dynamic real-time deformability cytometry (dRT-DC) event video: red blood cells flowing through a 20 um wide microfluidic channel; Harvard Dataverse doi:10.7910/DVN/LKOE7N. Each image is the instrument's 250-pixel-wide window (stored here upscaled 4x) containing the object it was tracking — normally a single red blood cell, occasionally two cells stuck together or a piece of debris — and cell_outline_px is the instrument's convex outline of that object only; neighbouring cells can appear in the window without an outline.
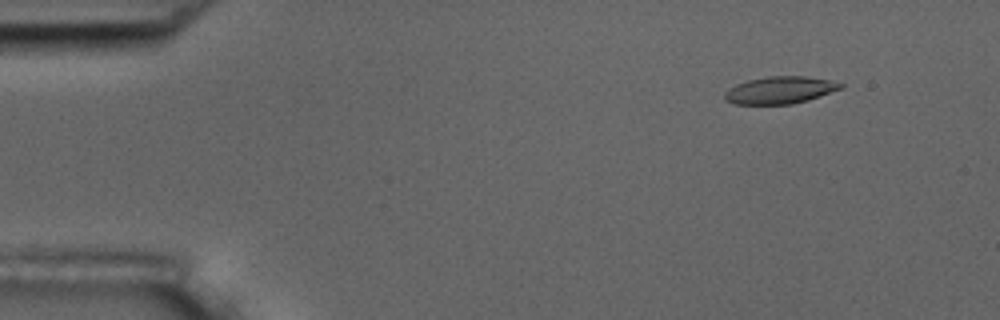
{"species": "common noctule bat (a hibernating species)", "species_latin": "Nyctalus noctula", "temperature_condition": "room temperature", "stored_images_in_passage": 53, "camera_frame_rate_fps": 3000, "um_per_image_px": 0.085, "animal": {"sex": "male", "body_mass_g": 17.5, "forearm_length_mm": 52.3}, "frame": {"image": 1, "passage_image": 3, "time_ms": 0.667, "image_size_px": [1000, 320], "cell_outline_px": [[844, 88], [808, 100], [792, 104], [736, 104], [724, 100], [724, 92], [728, 88], [736, 84], [748, 80], [768, 76], [808, 76], [828, 80], [844, 84]], "centroid_in_image_um": [66.29, 7.66], "position_along_channel_um": 18.7, "area_um2": 18.5}}
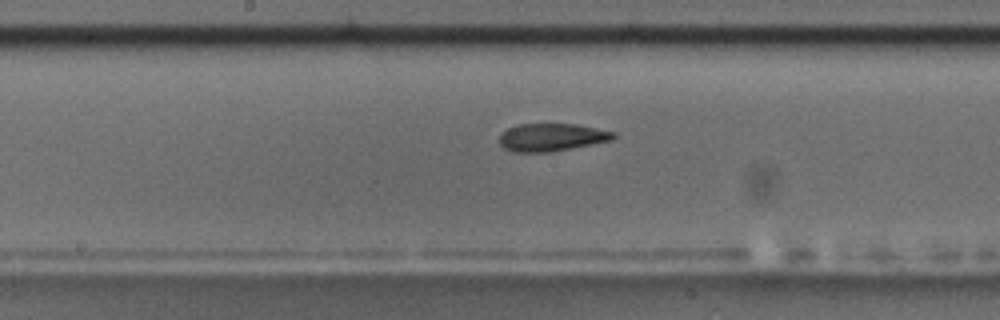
{"frame": {"image": 2, "passage_image": 26, "time_ms": 8.333, "image_size_px": [1000, 320], "cell_outline_px": [[616, 136], [612, 140], [552, 152], [512, 152], [504, 148], [500, 144], [500, 132], [516, 124], [576, 124], [616, 132]], "centroid_in_image_um": [46.87, 11.67], "position_along_channel_um": 201.3, "area_um2": 18.55}}
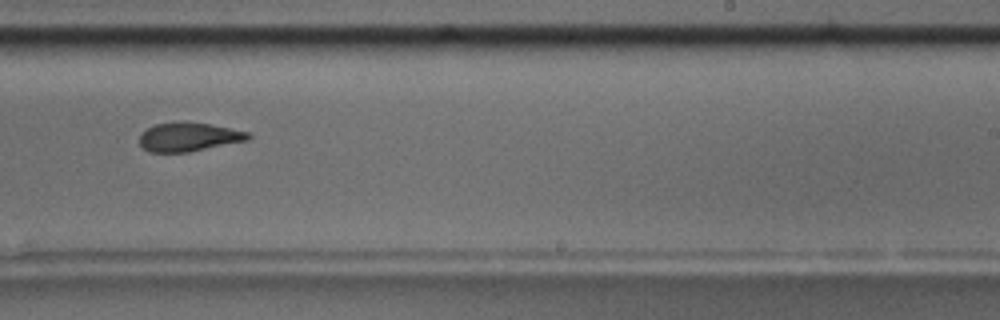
{"frame": {"image": 3, "passage_image": 32, "time_ms": 10.333, "image_size_px": [1000, 320], "cell_outline_px": [[252, 136], [248, 140], [188, 152], [148, 152], [140, 144], [140, 132], [156, 124], [184, 120], [208, 124], [252, 132]], "centroid_in_image_um": [16.05, 11.62], "position_along_channel_um": 272.9, "area_um2": 18.44}, "authors_computed_cell_mechanics": {"area_um2": 18.8428, "velocity_mm_per_s": 3.5962, "shape_relaxation_time_tau1_ms": 8.0131, "shape_relaxation_time_tau2_ms": 3.6211, "deformation_change_tau1": 0.2034, "deformation_change_tau2": 0.1115}}